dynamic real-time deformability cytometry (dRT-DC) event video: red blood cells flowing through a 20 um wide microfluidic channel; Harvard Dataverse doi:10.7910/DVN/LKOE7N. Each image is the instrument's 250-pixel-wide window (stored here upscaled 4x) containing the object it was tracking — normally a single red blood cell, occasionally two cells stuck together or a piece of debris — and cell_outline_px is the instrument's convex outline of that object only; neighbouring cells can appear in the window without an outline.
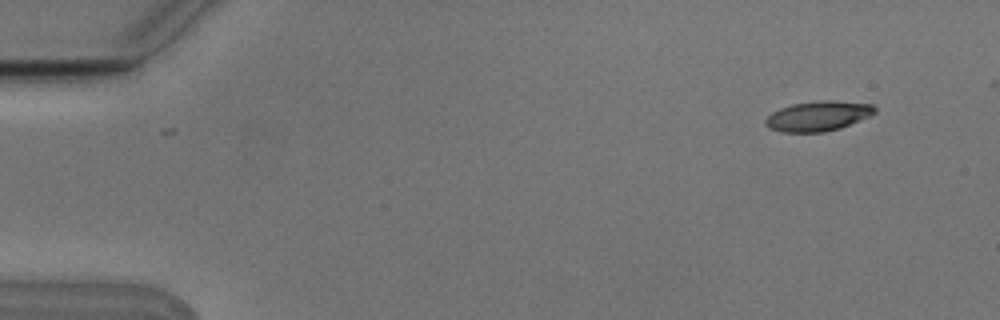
{"species": "Egyptian fruit bat (a non-hibernating species)", "species_latin": "Rousettus aegyptiacus", "temperature_condition": "cold", "stored_images_in_passage": 5, "camera_frame_rate_fps": 3000, "um_per_image_px": 0.085, "animal": {"sex": "male"}, "frame": {"image": 1, "passage_image": 2, "time_ms": 0.333, "image_size_px": [1000, 320], "cell_outline_px": [[876, 112], [868, 116], [840, 128], [824, 132], [784, 132], [772, 128], [764, 124], [764, 120], [772, 112], [780, 108], [792, 104], [820, 100], [836, 100], [872, 104], [876, 108]], "centroid_in_image_um": [69.53, 9.85], "position_along_channel_um": 15.5, "area_um2": 18.96}}
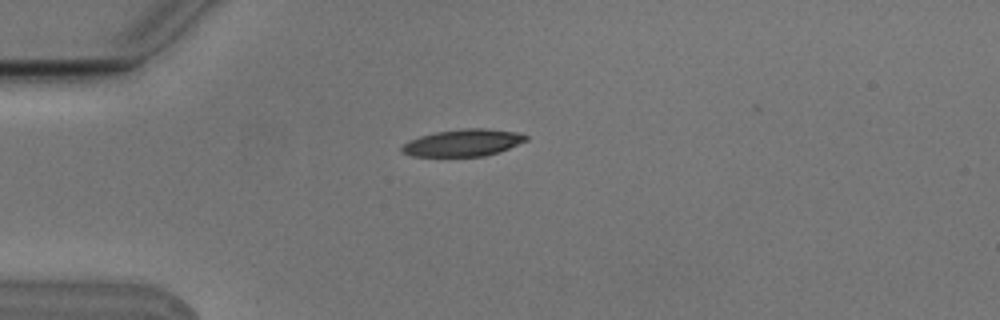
{"frame": {"image": 2, "passage_image": 5, "time_ms": 1.333, "image_size_px": [1000, 320], "cell_outline_px": [[528, 140], [500, 152], [484, 156], [412, 156], [400, 152], [400, 148], [408, 140], [420, 136], [436, 132], [464, 128], [484, 128], [516, 132], [528, 136]], "centroid_in_image_um": [39.35, 12.14], "position_along_channel_um": 45.6, "area_um2": 19.59}}